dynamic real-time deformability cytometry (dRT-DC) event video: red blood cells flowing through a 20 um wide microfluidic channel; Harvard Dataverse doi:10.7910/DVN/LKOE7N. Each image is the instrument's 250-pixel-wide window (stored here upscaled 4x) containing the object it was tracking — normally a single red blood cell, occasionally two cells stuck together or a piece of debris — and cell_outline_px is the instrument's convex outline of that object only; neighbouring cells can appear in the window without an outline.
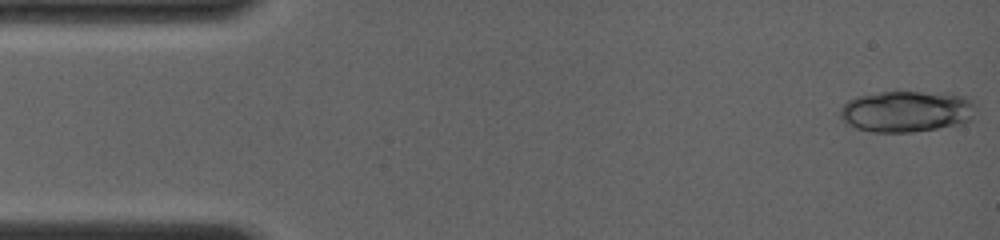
{"species": "common noctule bat (a hibernating species)", "species_latin": "Nyctalus noctula", "temperature_condition": "room temperature", "stored_images_in_passage": 15, "camera_frame_rate_fps": 4000, "um_per_image_px": 0.085, "animal": {"sex": "female", "body_mass_g": 19.0, "forearm_length_mm": 56.7}, "frame": {"image": 1, "passage_image": 1, "time_ms": 0.0, "image_size_px": [1000, 240], "cell_outline_px": [[972, 120], [960, 124], [912, 132], [872, 132], [856, 128], [844, 124], [840, 116], [840, 108], [848, 100], [856, 96], [880, 92], [920, 92], [960, 96], [972, 104]], "centroid_in_image_um": [76.93, 9.49], "position_along_channel_um": 8.1, "area_um2": 32.14}}
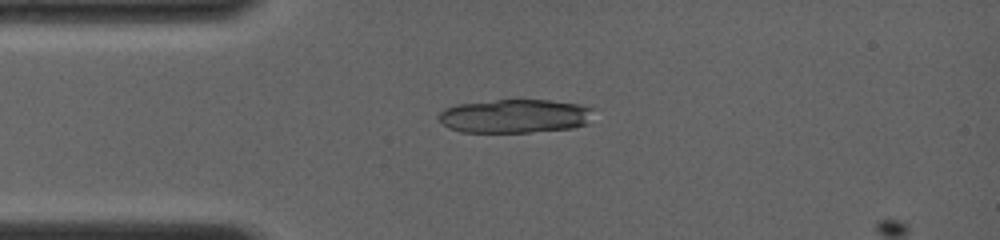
{"frame": {"image": 2, "passage_image": 13, "time_ms": 3.25, "image_size_px": [1000, 240], "cell_outline_px": [[592, 108], [584, 124], [572, 128], [528, 132], [460, 132], [448, 128], [440, 120], [440, 112], [444, 108], [456, 104], [496, 100], [548, 100], [580, 104]], "centroid_in_image_um": [43.69, 9.86], "position_along_channel_um": 41.3, "area_um2": 30.06}}